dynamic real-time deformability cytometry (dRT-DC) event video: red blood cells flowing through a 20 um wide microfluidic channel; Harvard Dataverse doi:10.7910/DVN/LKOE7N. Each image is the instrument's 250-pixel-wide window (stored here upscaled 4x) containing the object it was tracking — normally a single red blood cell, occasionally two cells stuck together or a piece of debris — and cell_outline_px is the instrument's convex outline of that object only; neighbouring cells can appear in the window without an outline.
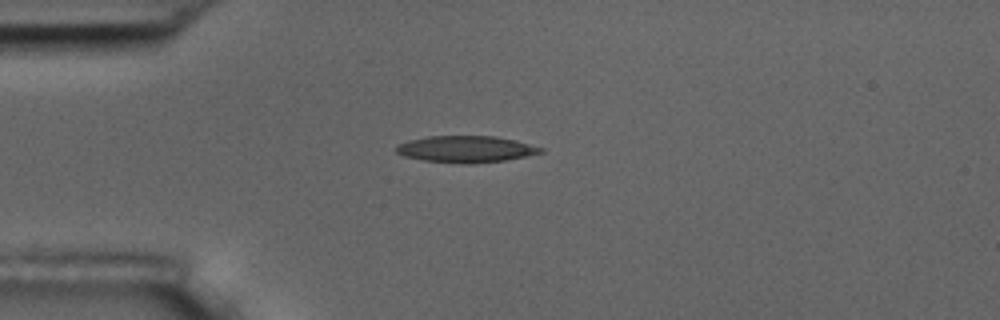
{"species": "common noctule bat (a hibernating species)", "species_latin": "Nyctalus noctula", "temperature_condition": "room temperature", "stored_images_in_passage": 6, "camera_frame_rate_fps": 3000, "um_per_image_px": 0.085, "animal": {"sex": "male", "body_mass_g": 17.5, "forearm_length_mm": 52.3}, "frame": {"image": 1, "passage_image": 1, "time_ms": 0.0, "image_size_px": [1000, 320], "cell_outline_px": [[544, 152], [504, 160], [468, 164], [464, 164], [424, 160], [404, 156], [396, 152], [396, 144], [408, 140], [428, 136], [492, 136], [512, 140], [544, 148]], "centroid_in_image_um": [39.54, 12.67], "position_along_channel_um": 45.5, "area_um2": 22.14}}
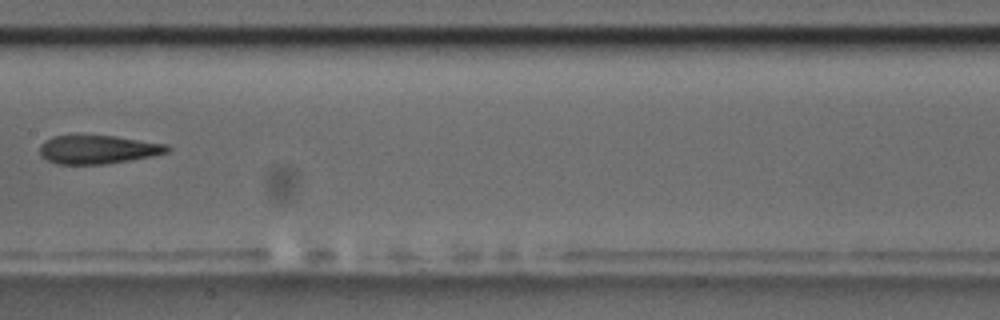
{"frame": {"image": 2, "passage_image": 5, "time_ms": 4.667, "image_size_px": [1000, 320], "cell_outline_px": [[172, 148], [168, 152], [152, 156], [104, 164], [56, 164], [40, 156], [40, 144], [44, 140], [52, 136], [76, 132], [116, 136], [168, 144]], "centroid_in_image_um": [8.27, 12.65], "position_along_channel_um": 199.1, "area_um2": 22.14}}
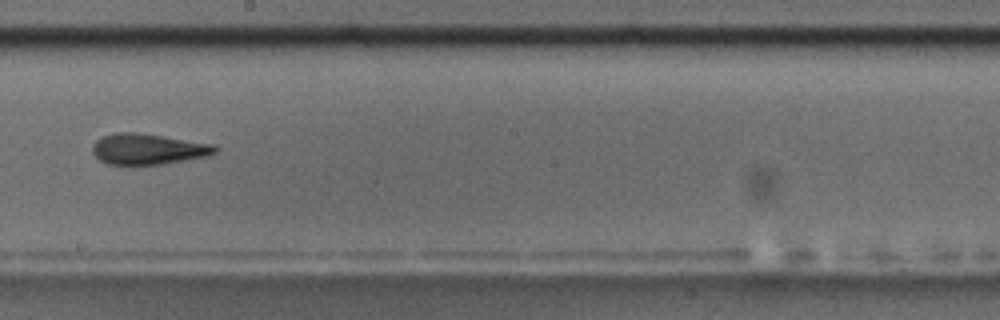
{"frame": {"image": 3, "passage_image": 6, "time_ms": 5.667, "image_size_px": [1000, 320], "cell_outline_px": [[220, 148], [216, 152], [208, 156], [160, 164], [108, 164], [100, 160], [92, 152], [92, 144], [96, 140], [104, 136], [116, 132], [136, 132], [164, 136], [216, 144]], "centroid_in_image_um": [12.61, 12.65], "position_along_channel_um": 235.6, "area_um2": 22.02}}